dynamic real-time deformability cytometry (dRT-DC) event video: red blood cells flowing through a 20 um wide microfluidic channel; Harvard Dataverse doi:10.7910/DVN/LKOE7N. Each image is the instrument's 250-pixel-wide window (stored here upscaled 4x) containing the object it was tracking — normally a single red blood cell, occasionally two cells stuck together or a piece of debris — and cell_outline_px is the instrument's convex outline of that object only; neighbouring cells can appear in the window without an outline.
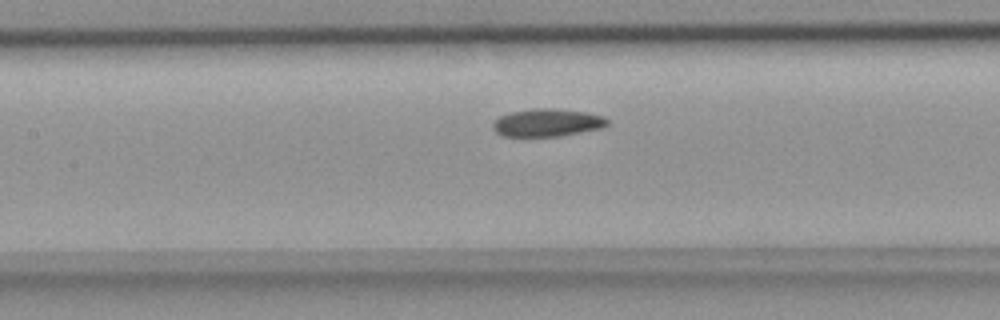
{"species": "common noctule bat (a hibernating species)", "species_latin": "Nyctalus noctula", "temperature_condition": "room temperature", "stored_images_in_passage": 39, "camera_frame_rate_fps": 3000, "um_per_image_px": 0.085, "animal": {"sex": "female", "body_mass_g": 18.4}, "frame": {"image": 1, "passage_image": 16, "time_ms": 5.0, "image_size_px": [1000, 320], "cell_outline_px": [[608, 124], [600, 128], [560, 136], [500, 136], [492, 128], [492, 124], [500, 116], [508, 112], [532, 108], [556, 108], [584, 112], [604, 116], [608, 120]], "centroid_in_image_um": [46.47, 10.42], "position_along_channel_um": 160.9, "area_um2": 18.55}}
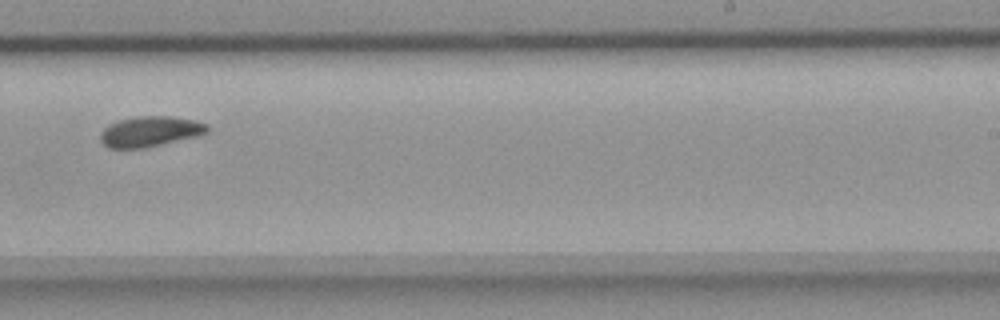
{"frame": {"image": 2, "passage_image": 25, "time_ms": 8.0, "image_size_px": [1000, 320], "cell_outline_px": [[208, 132], [196, 136], [144, 148], [108, 148], [100, 140], [100, 132], [108, 124], [120, 120], [136, 116], [172, 116], [192, 120], [208, 124]], "centroid_in_image_um": [12.72, 11.17], "position_along_channel_um": 276.3, "area_um2": 18.84}}
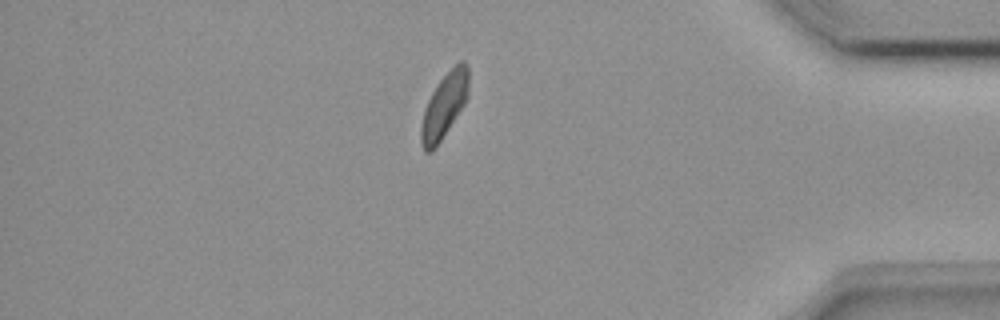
{"frame": {"image": 3, "passage_image": 37, "time_ms": 12.0, "image_size_px": [1000, 320], "cell_outline_px": [[468, 96], [464, 104], [432, 152], [424, 152], [420, 144], [420, 128], [424, 112], [428, 100], [436, 84], [460, 60], [464, 60], [468, 68]], "centroid_in_image_um": [37.74, 8.99], "position_along_channel_um": 397.5, "area_um2": 17.63}, "authors_computed_cell_mechanics": {"area_um2": 18.785, "velocity_mm_per_s": 3.8562, "shape_relaxation_time_tau1_ms": null, "shape_relaxation_time_tau2_ms": 4.1155, "deformation_change_tau1": null, "deformation_change_tau2": 0.0959}}